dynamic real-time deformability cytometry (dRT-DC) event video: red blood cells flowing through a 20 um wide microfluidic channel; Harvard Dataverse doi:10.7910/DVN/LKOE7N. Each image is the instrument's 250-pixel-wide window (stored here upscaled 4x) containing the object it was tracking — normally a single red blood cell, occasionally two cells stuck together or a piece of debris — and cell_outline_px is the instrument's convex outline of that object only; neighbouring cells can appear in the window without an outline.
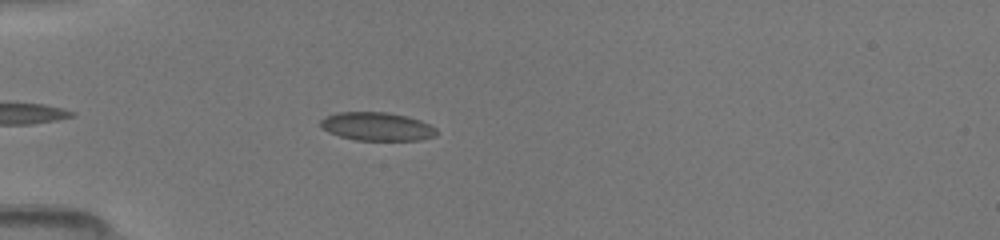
{"species": "common noctule bat (a hibernating species)", "species_latin": "Nyctalus noctula", "temperature_condition": "room temperature", "stored_images_in_passage": 32, "camera_frame_rate_fps": 3000, "um_per_image_px": 0.085, "animal": {"sex": "female", "body_mass_g": 19.5, "forearm_length_mm": 54.1}, "frame": {"image": 1, "passage_image": 10, "time_ms": 2.0, "image_size_px": [1000, 240], "cell_outline_px": [[436, 136], [420, 140], [356, 140], [340, 136], [328, 132], [320, 128], [320, 120], [336, 112], [388, 112], [408, 116], [420, 120], [436, 128]], "centroid_in_image_um": [32.03, 10.75], "position_along_channel_um": 53.0, "area_um2": 19.25}}
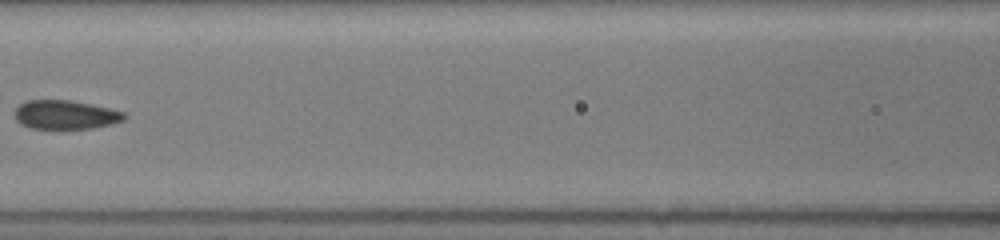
{"frame": {"image": 2, "passage_image": 15, "time_ms": 5.0, "image_size_px": [1000, 240], "cell_outline_px": [[128, 116], [124, 120], [92, 128], [60, 132], [32, 128], [20, 124], [16, 120], [16, 108], [24, 100], [72, 100], [108, 108], [124, 112]], "centroid_in_image_um": [5.54, 9.8], "position_along_channel_um": 161.1, "area_um2": 19.13}}
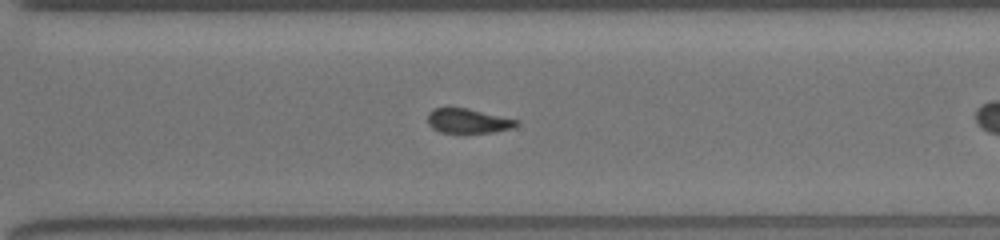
{"frame": {"image": 3, "passage_image": 26, "time_ms": 8.0, "image_size_px": [1000, 240], "cell_outline_px": [[520, 124], [512, 128], [492, 132], [440, 132], [432, 128], [428, 124], [428, 112], [432, 108], [448, 104], [468, 108], [520, 120]], "centroid_in_image_um": [39.73, 10.22], "position_along_channel_um": 330.9, "area_um2": 13.24}}